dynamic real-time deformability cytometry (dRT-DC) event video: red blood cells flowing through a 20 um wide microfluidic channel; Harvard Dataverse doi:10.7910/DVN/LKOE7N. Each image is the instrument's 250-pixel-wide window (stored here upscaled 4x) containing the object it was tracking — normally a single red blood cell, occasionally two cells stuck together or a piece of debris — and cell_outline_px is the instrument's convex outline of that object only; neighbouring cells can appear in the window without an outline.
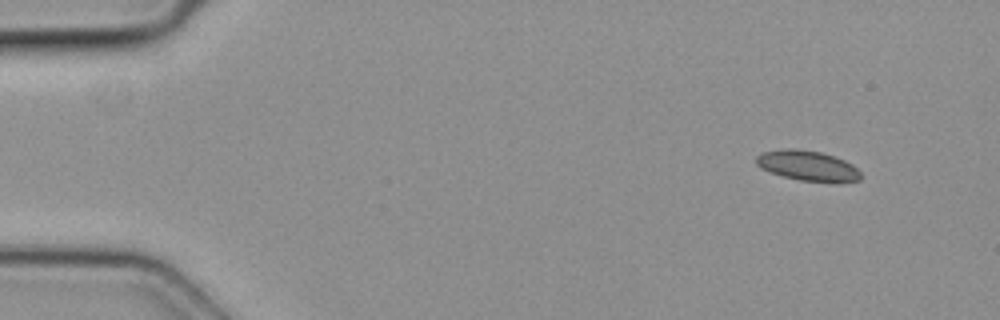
{"species": "common noctule bat (a hibernating species)", "species_latin": "Nyctalus noctula", "temperature_condition": "cold", "stored_images_in_passage": 4, "camera_frame_rate_fps": 3000, "um_per_image_px": 0.085, "animal": {"sex": "female", "body_mass_g": 19.3, "forearm_length_mm": 54.1}, "frame": {"image": 1, "passage_image": 4, "time_ms": 1.0, "image_size_px": [1000, 320], "cell_outline_px": [[860, 180], [840, 184], [832, 184], [800, 180], [784, 176], [760, 168], [756, 164], [756, 156], [764, 152], [784, 148], [796, 148], [820, 152], [844, 160], [852, 164], [860, 172]], "centroid_in_image_um": [68.69, 14.11], "position_along_channel_um": 16.3, "area_um2": 18.67}}